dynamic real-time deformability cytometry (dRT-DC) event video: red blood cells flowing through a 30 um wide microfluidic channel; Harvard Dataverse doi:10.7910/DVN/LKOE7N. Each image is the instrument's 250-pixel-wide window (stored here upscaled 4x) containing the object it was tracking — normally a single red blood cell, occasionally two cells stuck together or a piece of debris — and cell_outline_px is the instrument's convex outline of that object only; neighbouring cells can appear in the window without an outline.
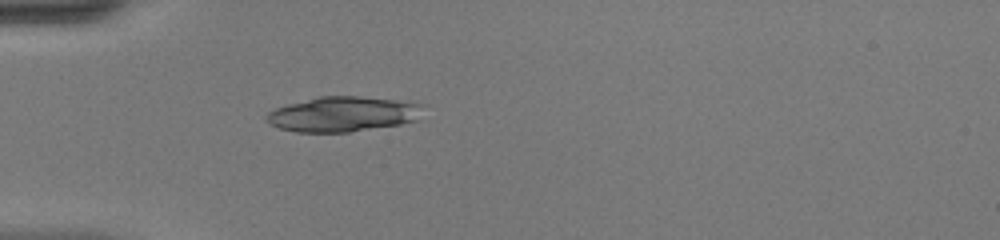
{"species": "common noctule bat (a hibernating species)", "species_latin": "Nyctalus noctula", "temperature_condition": "warm", "stored_images_in_passage": 45, "camera_frame_rate_fps": 3000, "um_per_image_px": 0.085, "animal": {"sex": "female", "body_mass_g": 20.0, "forearm_length_mm": 54.0}, "frame": {"image": 1, "passage_image": 16, "time_ms": 5.0, "image_size_px": [1000, 240], "cell_outline_px": [[428, 104], [416, 120], [400, 124], [348, 132], [296, 132], [280, 128], [268, 124], [264, 120], [264, 116], [268, 112], [276, 108], [288, 104], [320, 96], [360, 96], [396, 100]], "centroid_in_image_um": [29.15, 9.7], "position_along_channel_um": 55.8, "area_um2": 32.19}}
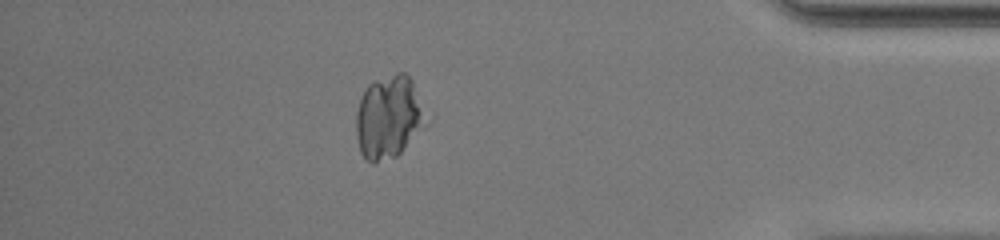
{"frame": {"image": 2, "passage_image": 44, "time_ms": 14.333, "image_size_px": [1000, 240], "cell_outline_px": [[420, 120], [400, 152], [396, 156], [372, 164], [364, 160], [360, 152], [356, 136], [356, 112], [360, 100], [368, 84], [376, 80], [396, 72], [404, 72], [412, 80], [420, 112]], "centroid_in_image_um": [32.85, 9.96], "position_along_channel_um": 402.3, "area_um2": 31.67}}